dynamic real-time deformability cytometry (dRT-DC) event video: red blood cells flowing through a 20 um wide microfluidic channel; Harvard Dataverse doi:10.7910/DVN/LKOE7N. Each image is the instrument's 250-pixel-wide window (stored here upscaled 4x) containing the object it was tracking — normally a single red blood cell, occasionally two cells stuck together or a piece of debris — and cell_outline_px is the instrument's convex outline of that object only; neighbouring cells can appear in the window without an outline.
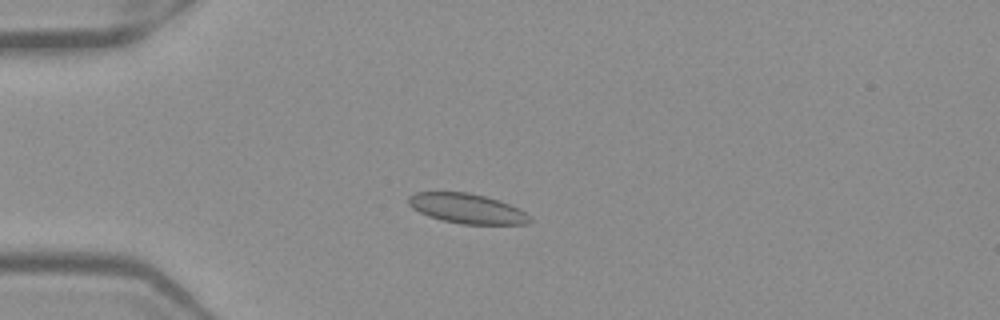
{"species": "Egyptian fruit bat (a non-hibernating species)", "species_latin": "Rousettus aegyptiacus", "temperature_condition": "warm", "stored_images_in_passage": 52, "camera_frame_rate_fps": 3000, "um_per_image_px": 0.085, "frame": {"image": 1, "passage_image": 14, "time_ms": 4.333, "image_size_px": [1000, 320], "cell_outline_px": [[532, 220], [528, 224], [460, 224], [428, 216], [412, 208], [408, 204], [408, 196], [416, 192], [468, 192], [500, 200], [520, 208]], "centroid_in_image_um": [39.7, 17.72], "position_along_channel_um": 45.3, "area_um2": 21.1}}
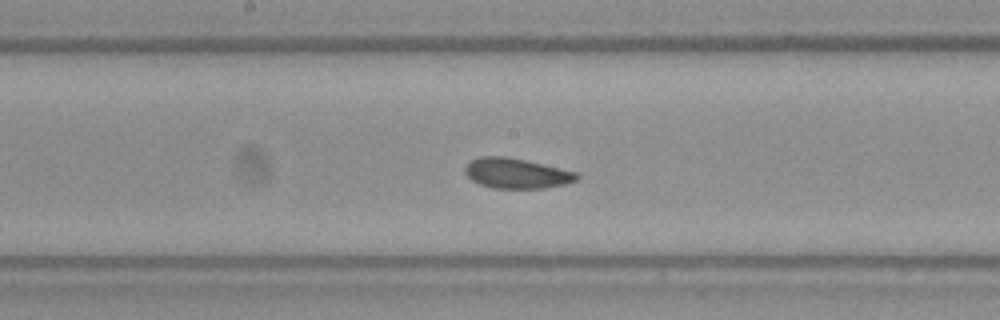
{"frame": {"image": 2, "passage_image": 28, "time_ms": 9.0, "image_size_px": [1000, 320], "cell_outline_px": [[580, 176], [576, 180], [564, 184], [544, 188], [492, 188], [480, 184], [472, 180], [464, 172], [464, 168], [472, 160], [480, 156], [504, 156], [524, 160], [576, 172]], "centroid_in_image_um": [43.87, 14.73], "position_along_channel_um": 204.3, "area_um2": 19.36}}
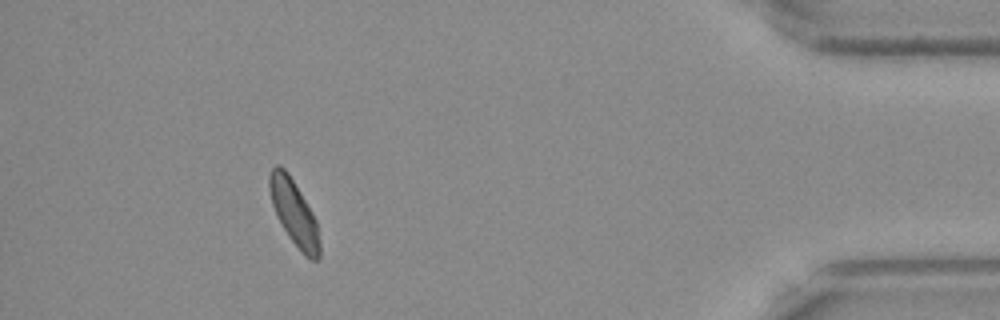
{"frame": {"image": 3, "passage_image": 48, "time_ms": 15.667, "image_size_px": [1000, 320], "cell_outline_px": [[320, 256], [316, 260], [312, 260], [304, 256], [300, 252], [288, 236], [272, 204], [268, 188], [268, 176], [272, 168], [276, 164], [280, 164], [288, 172], [312, 212], [316, 220], [320, 244]], "centroid_in_image_um": [24.99, 18.08], "position_along_channel_um": 410.2, "area_um2": 19.02}, "authors_computed_cell_mechanics": {"area_um2": 20.0277, "velocity_mm_per_s": 3.8918, "shape_relaxation_time_tau1_ms": 9.8372, "shape_relaxation_time_tau2_ms": 1.5899, "deformation_change_tau1": 0.1516, "deformation_change_tau2": 0.0414}}